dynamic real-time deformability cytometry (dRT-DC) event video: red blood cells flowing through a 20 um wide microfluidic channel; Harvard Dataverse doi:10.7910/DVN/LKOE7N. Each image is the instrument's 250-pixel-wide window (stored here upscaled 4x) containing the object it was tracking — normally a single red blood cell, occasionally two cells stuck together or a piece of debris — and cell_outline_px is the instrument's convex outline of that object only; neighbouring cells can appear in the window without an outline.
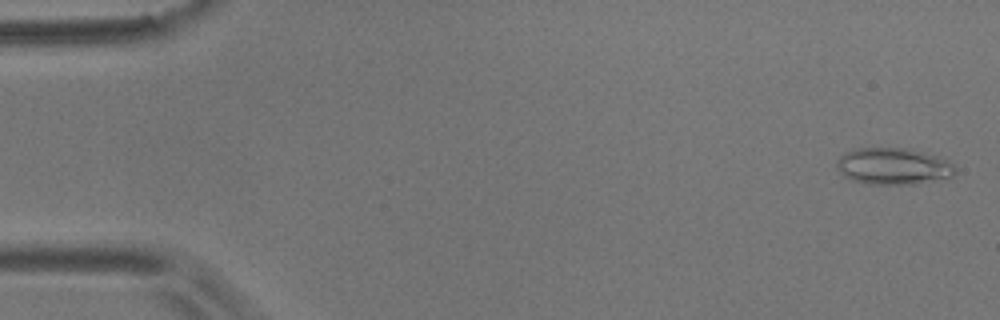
{"species": "common noctule bat (a hibernating species)", "species_latin": "Nyctalus noctula", "temperature_condition": "room temperature", "stored_images_in_passage": 57, "camera_frame_rate_fps": 3000, "um_per_image_px": 0.085, "animal": {"sex": "male", "body_mass_g": 17.9}, "frame": {"image": 1, "passage_image": 2, "time_ms": 0.333, "image_size_px": [1000, 320], "cell_outline_px": [[956, 172], [952, 176], [912, 184], [868, 184], [852, 180], [844, 176], [840, 172], [836, 164], [836, 160], [844, 152], [856, 148], [904, 148], [924, 152], [948, 160], [956, 168]], "centroid_in_image_um": [75.89, 14.12], "position_along_channel_um": 9.1, "area_um2": 25.2}}
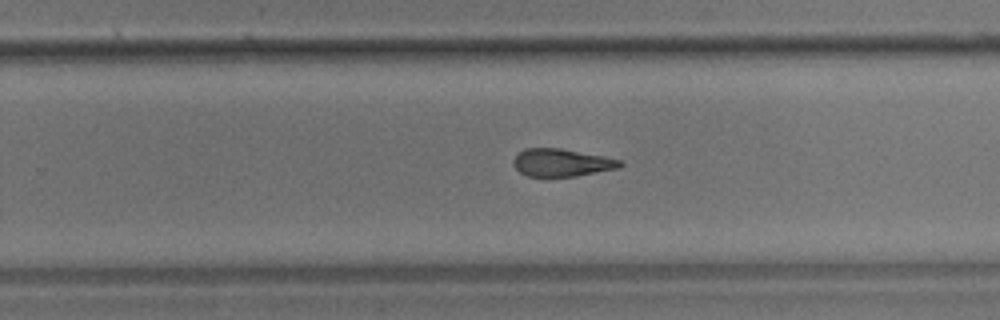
{"frame": {"image": 2, "passage_image": 36, "time_ms": 11.667, "image_size_px": [1000, 320], "cell_outline_px": [[624, 164], [620, 168], [576, 176], [528, 176], [520, 172], [512, 164], [512, 160], [524, 148], [560, 148], [604, 156], [620, 160]], "centroid_in_image_um": [47.75, 13.82], "position_along_channel_um": 282.0, "area_um2": 17.17}}
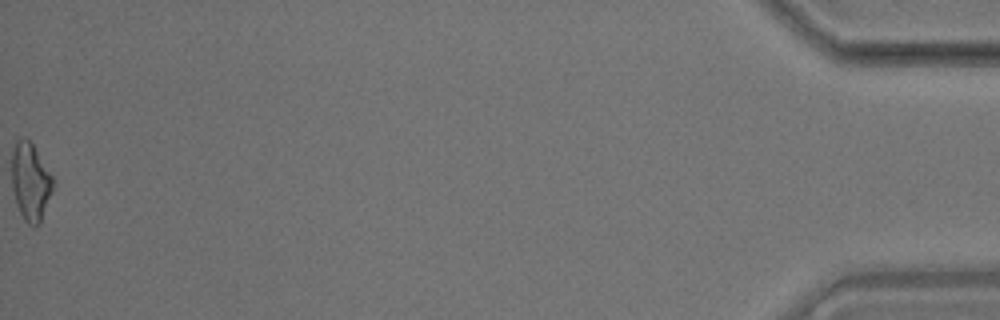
{"frame": {"image": 3, "passage_image": 57, "time_ms": 18.667, "image_size_px": [1000, 320], "cell_outline_px": [[52, 192], [40, 224], [36, 228], [32, 228], [24, 220], [16, 204], [12, 188], [12, 152], [16, 140], [24, 136], [32, 144], [52, 176]], "centroid_in_image_um": [2.57, 15.49], "position_along_channel_um": 432.6, "area_um2": 18.61}, "authors_computed_cell_mechanics": {"area_um2": 18.496, "velocity_mm_per_s": 3.56, "shape_relaxation_time_tau1_ms": null, "shape_relaxation_time_tau2_ms": 5.2501, "deformation_change_tau1": null, "deformation_change_tau2": 0.1639}}